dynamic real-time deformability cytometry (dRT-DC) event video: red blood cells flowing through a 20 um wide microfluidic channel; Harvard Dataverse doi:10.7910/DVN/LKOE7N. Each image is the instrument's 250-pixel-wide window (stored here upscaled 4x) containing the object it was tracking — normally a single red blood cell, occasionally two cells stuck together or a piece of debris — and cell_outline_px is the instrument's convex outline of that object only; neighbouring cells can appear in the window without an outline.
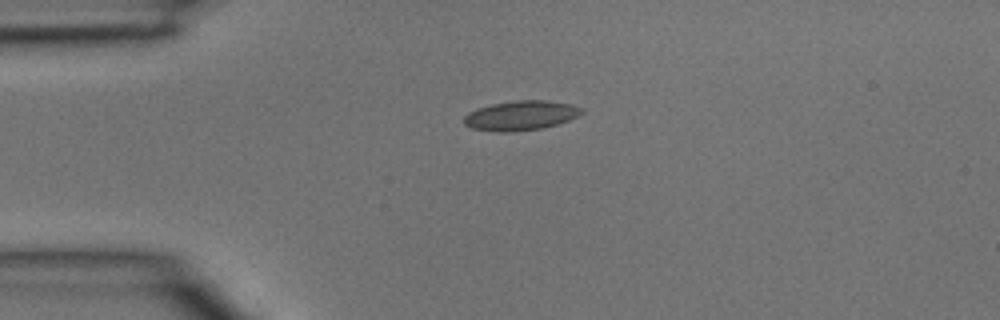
{"species": "common noctule bat (a hibernating species)", "species_latin": "Nyctalus noctula", "temperature_condition": "room temperature", "stored_images_in_passage": 2, "camera_frame_rate_fps": 3000, "um_per_image_px": 0.085, "animal": {"sex": "male", "body_mass_g": 15.6}, "frame": {"image": 1, "passage_image": 2, "time_ms": 0.333, "image_size_px": [1000, 320], "cell_outline_px": [[584, 112], [568, 120], [556, 124], [540, 128], [512, 132], [492, 132], [472, 128], [464, 124], [464, 116], [468, 112], [476, 108], [492, 104], [516, 100], [544, 100], [568, 104], [584, 108]], "centroid_in_image_um": [44.22, 9.82], "position_along_channel_um": 40.8, "area_um2": 20.23}}